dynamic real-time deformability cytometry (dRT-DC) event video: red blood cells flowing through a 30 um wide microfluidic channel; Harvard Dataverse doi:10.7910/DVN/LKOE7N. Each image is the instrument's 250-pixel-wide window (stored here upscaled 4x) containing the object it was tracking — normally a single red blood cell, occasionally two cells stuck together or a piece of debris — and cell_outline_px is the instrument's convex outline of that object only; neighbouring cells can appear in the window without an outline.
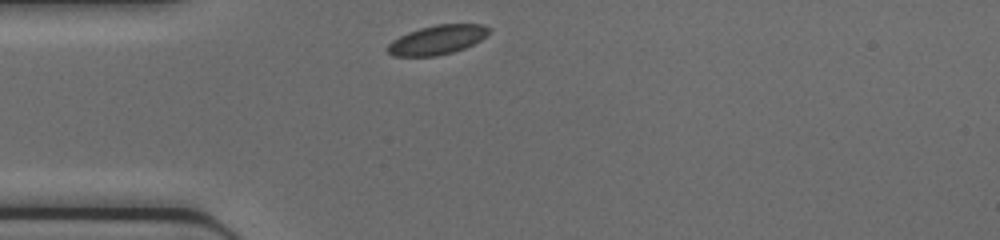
{"species": "common noctule bat (a hibernating species)", "species_latin": "Nyctalus noctula", "temperature_condition": "cold", "stored_images_in_passage": 27, "camera_frame_rate_fps": 3000, "um_per_image_px": 0.085, "animal": {"sex": "female", "body_mass_g": 17.0, "forearm_length_mm": 48.0}, "frame": {"image": 1, "passage_image": 1, "time_ms": 0.0, "image_size_px": [1000, 240], "cell_outline_px": [[492, 32], [480, 40], [464, 48], [452, 52], [436, 56], [392, 56], [388, 52], [388, 44], [392, 40], [408, 32], [420, 28], [436, 24], [480, 24], [488, 28]], "centroid_in_image_um": [37.16, 3.38], "position_along_channel_um": 47.8, "area_um2": 17.17}}
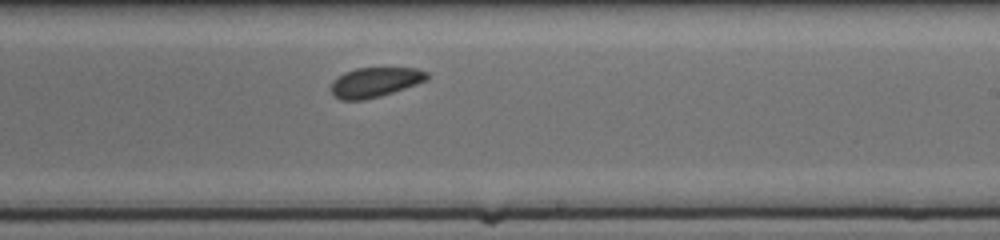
{"frame": {"image": 2, "passage_image": 16, "time_ms": 5.0, "image_size_px": [1000, 240], "cell_outline_px": [[428, 80], [380, 96], [364, 100], [340, 100], [332, 92], [332, 80], [344, 72], [356, 68], [416, 68], [428, 72]], "centroid_in_image_um": [31.88, 6.98], "position_along_channel_um": 257.1, "area_um2": 16.53}}
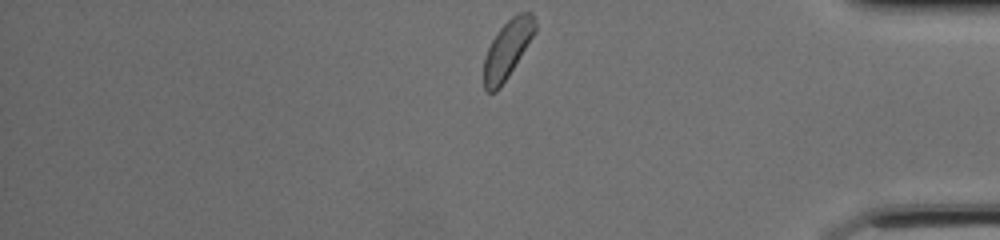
{"frame": {"image": 3, "passage_image": 27, "time_ms": 8.667, "image_size_px": [1000, 240], "cell_outline_px": [[536, 32], [508, 76], [500, 88], [496, 92], [488, 92], [484, 88], [484, 56], [496, 32], [512, 16], [520, 12], [532, 12], [536, 24]], "centroid_in_image_um": [43.13, 4.18], "position_along_channel_um": 392.1, "area_um2": 17.22}}